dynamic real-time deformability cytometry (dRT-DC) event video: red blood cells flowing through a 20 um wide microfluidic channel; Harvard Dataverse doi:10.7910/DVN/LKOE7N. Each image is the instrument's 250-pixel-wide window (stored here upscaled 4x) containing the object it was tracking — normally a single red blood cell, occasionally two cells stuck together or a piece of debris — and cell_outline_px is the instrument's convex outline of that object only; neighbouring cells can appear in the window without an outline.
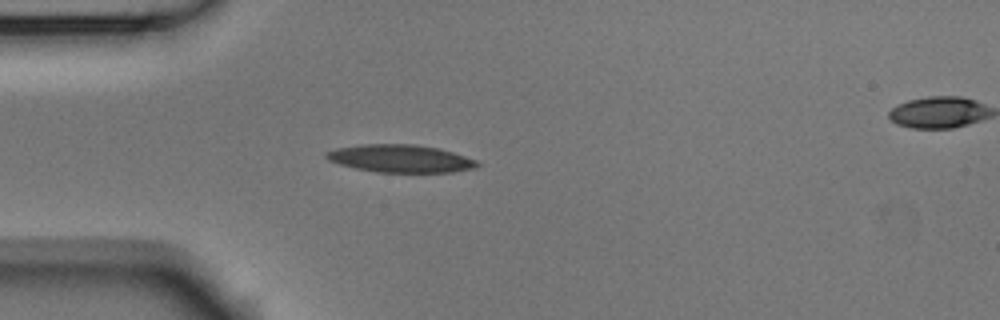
{"species": "Egyptian fruit bat (a non-hibernating species)", "species_latin": "Rousettus aegyptiacus", "temperature_condition": "room temperature", "stored_images_in_passage": 5, "segment_of_instrument_passage": [1, 2], "camera_frame_rate_fps": 3000, "um_per_image_px": 0.085, "animal": {"sex": "male"}, "frame": {"image": 1, "passage_image": 4, "time_ms": 1.0, "image_size_px": [1000, 320], "cell_outline_px": [[480, 164], [472, 168], [452, 172], [376, 172], [356, 168], [340, 164], [328, 160], [324, 156], [324, 152], [336, 148], [364, 144], [416, 144], [440, 148], [476, 160]], "centroid_in_image_um": [34.0, 13.47], "position_along_channel_um": 51.0, "area_um2": 24.28}}